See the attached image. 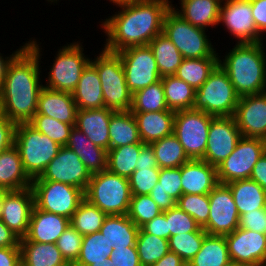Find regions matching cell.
Here are the masks:
<instances>
[{"instance_id":"1","label":"cell","mask_w":266,"mask_h":266,"mask_svg":"<svg viewBox=\"0 0 266 266\" xmlns=\"http://www.w3.org/2000/svg\"><path fill=\"white\" fill-rule=\"evenodd\" d=\"M27 46L9 64L0 93L1 114L15 124L28 123L37 112L41 83V49L37 40Z\"/></svg>"},{"instance_id":"2","label":"cell","mask_w":266,"mask_h":266,"mask_svg":"<svg viewBox=\"0 0 266 266\" xmlns=\"http://www.w3.org/2000/svg\"><path fill=\"white\" fill-rule=\"evenodd\" d=\"M120 11L101 22L106 34L104 49L118 53L133 46L148 45L162 33L169 0H142L119 5Z\"/></svg>"},{"instance_id":"3","label":"cell","mask_w":266,"mask_h":266,"mask_svg":"<svg viewBox=\"0 0 266 266\" xmlns=\"http://www.w3.org/2000/svg\"><path fill=\"white\" fill-rule=\"evenodd\" d=\"M264 42L234 45L219 66L227 73L236 93L245 95L266 92V53Z\"/></svg>"},{"instance_id":"4","label":"cell","mask_w":266,"mask_h":266,"mask_svg":"<svg viewBox=\"0 0 266 266\" xmlns=\"http://www.w3.org/2000/svg\"><path fill=\"white\" fill-rule=\"evenodd\" d=\"M84 196L106 215H127L132 195L128 178L106 169L91 176Z\"/></svg>"},{"instance_id":"5","label":"cell","mask_w":266,"mask_h":266,"mask_svg":"<svg viewBox=\"0 0 266 266\" xmlns=\"http://www.w3.org/2000/svg\"><path fill=\"white\" fill-rule=\"evenodd\" d=\"M99 74L104 107L113 111H129L133 94L127 87L120 55L102 48L97 57L90 61Z\"/></svg>"},{"instance_id":"6","label":"cell","mask_w":266,"mask_h":266,"mask_svg":"<svg viewBox=\"0 0 266 266\" xmlns=\"http://www.w3.org/2000/svg\"><path fill=\"white\" fill-rule=\"evenodd\" d=\"M14 145L19 150L24 170L31 179L42 174L61 148L29 123L16 124Z\"/></svg>"},{"instance_id":"7","label":"cell","mask_w":266,"mask_h":266,"mask_svg":"<svg viewBox=\"0 0 266 266\" xmlns=\"http://www.w3.org/2000/svg\"><path fill=\"white\" fill-rule=\"evenodd\" d=\"M206 32L184 20L172 7L165 15L162 33L177 47L183 58L221 57Z\"/></svg>"},{"instance_id":"8","label":"cell","mask_w":266,"mask_h":266,"mask_svg":"<svg viewBox=\"0 0 266 266\" xmlns=\"http://www.w3.org/2000/svg\"><path fill=\"white\" fill-rule=\"evenodd\" d=\"M239 98L227 73L218 65L206 82L195 90L192 109L214 117L233 116Z\"/></svg>"},{"instance_id":"9","label":"cell","mask_w":266,"mask_h":266,"mask_svg":"<svg viewBox=\"0 0 266 266\" xmlns=\"http://www.w3.org/2000/svg\"><path fill=\"white\" fill-rule=\"evenodd\" d=\"M80 41L62 46L57 52L54 63L49 69L48 78H45L44 87L72 93L76 88L84 68L91 61L85 56Z\"/></svg>"},{"instance_id":"10","label":"cell","mask_w":266,"mask_h":266,"mask_svg":"<svg viewBox=\"0 0 266 266\" xmlns=\"http://www.w3.org/2000/svg\"><path fill=\"white\" fill-rule=\"evenodd\" d=\"M34 205L42 210L70 219L85 198L84 191L72 185L46 180H32Z\"/></svg>"},{"instance_id":"11","label":"cell","mask_w":266,"mask_h":266,"mask_svg":"<svg viewBox=\"0 0 266 266\" xmlns=\"http://www.w3.org/2000/svg\"><path fill=\"white\" fill-rule=\"evenodd\" d=\"M213 117L203 111L193 109L175 112L173 134L183 146L189 159L204 158Z\"/></svg>"},{"instance_id":"12","label":"cell","mask_w":266,"mask_h":266,"mask_svg":"<svg viewBox=\"0 0 266 266\" xmlns=\"http://www.w3.org/2000/svg\"><path fill=\"white\" fill-rule=\"evenodd\" d=\"M118 54L122 61L127 87L132 94L161 80L149 45L129 47Z\"/></svg>"},{"instance_id":"13","label":"cell","mask_w":266,"mask_h":266,"mask_svg":"<svg viewBox=\"0 0 266 266\" xmlns=\"http://www.w3.org/2000/svg\"><path fill=\"white\" fill-rule=\"evenodd\" d=\"M262 156V139L242 136L233 152L216 167L219 183L249 179L254 165Z\"/></svg>"},{"instance_id":"14","label":"cell","mask_w":266,"mask_h":266,"mask_svg":"<svg viewBox=\"0 0 266 266\" xmlns=\"http://www.w3.org/2000/svg\"><path fill=\"white\" fill-rule=\"evenodd\" d=\"M221 23L238 44L264 42L254 23L251 1L222 0L218 25Z\"/></svg>"},{"instance_id":"15","label":"cell","mask_w":266,"mask_h":266,"mask_svg":"<svg viewBox=\"0 0 266 266\" xmlns=\"http://www.w3.org/2000/svg\"><path fill=\"white\" fill-rule=\"evenodd\" d=\"M91 176L78 155L68 147L61 146L57 155L46 166L42 174L32 180L66 183L85 192Z\"/></svg>"},{"instance_id":"16","label":"cell","mask_w":266,"mask_h":266,"mask_svg":"<svg viewBox=\"0 0 266 266\" xmlns=\"http://www.w3.org/2000/svg\"><path fill=\"white\" fill-rule=\"evenodd\" d=\"M210 213L203 229L210 235H226L239 227L240 216L227 184L219 183L209 194Z\"/></svg>"},{"instance_id":"17","label":"cell","mask_w":266,"mask_h":266,"mask_svg":"<svg viewBox=\"0 0 266 266\" xmlns=\"http://www.w3.org/2000/svg\"><path fill=\"white\" fill-rule=\"evenodd\" d=\"M241 137L233 116L213 117L202 160L217 167L233 152Z\"/></svg>"},{"instance_id":"18","label":"cell","mask_w":266,"mask_h":266,"mask_svg":"<svg viewBox=\"0 0 266 266\" xmlns=\"http://www.w3.org/2000/svg\"><path fill=\"white\" fill-rule=\"evenodd\" d=\"M224 236L231 261L245 266L266 264L265 233L238 227Z\"/></svg>"},{"instance_id":"19","label":"cell","mask_w":266,"mask_h":266,"mask_svg":"<svg viewBox=\"0 0 266 266\" xmlns=\"http://www.w3.org/2000/svg\"><path fill=\"white\" fill-rule=\"evenodd\" d=\"M34 207V193L31 187L17 191H5L1 198L0 219L20 239L29 229Z\"/></svg>"},{"instance_id":"20","label":"cell","mask_w":266,"mask_h":266,"mask_svg":"<svg viewBox=\"0 0 266 266\" xmlns=\"http://www.w3.org/2000/svg\"><path fill=\"white\" fill-rule=\"evenodd\" d=\"M233 117L243 137L266 138V92L241 96Z\"/></svg>"},{"instance_id":"21","label":"cell","mask_w":266,"mask_h":266,"mask_svg":"<svg viewBox=\"0 0 266 266\" xmlns=\"http://www.w3.org/2000/svg\"><path fill=\"white\" fill-rule=\"evenodd\" d=\"M182 194H209L218 184L217 169L202 159L189 160L180 167Z\"/></svg>"},{"instance_id":"22","label":"cell","mask_w":266,"mask_h":266,"mask_svg":"<svg viewBox=\"0 0 266 266\" xmlns=\"http://www.w3.org/2000/svg\"><path fill=\"white\" fill-rule=\"evenodd\" d=\"M70 225V219L38 209H32L28 233L20 241L56 243L59 236Z\"/></svg>"},{"instance_id":"23","label":"cell","mask_w":266,"mask_h":266,"mask_svg":"<svg viewBox=\"0 0 266 266\" xmlns=\"http://www.w3.org/2000/svg\"><path fill=\"white\" fill-rule=\"evenodd\" d=\"M77 110L72 93L46 87L41 89L36 114L46 115L75 127Z\"/></svg>"},{"instance_id":"24","label":"cell","mask_w":266,"mask_h":266,"mask_svg":"<svg viewBox=\"0 0 266 266\" xmlns=\"http://www.w3.org/2000/svg\"><path fill=\"white\" fill-rule=\"evenodd\" d=\"M115 111L101 109H78L75 127L82 131L95 145L107 151L110 148L109 122Z\"/></svg>"},{"instance_id":"25","label":"cell","mask_w":266,"mask_h":266,"mask_svg":"<svg viewBox=\"0 0 266 266\" xmlns=\"http://www.w3.org/2000/svg\"><path fill=\"white\" fill-rule=\"evenodd\" d=\"M31 185L32 179L25 172L19 150L13 144L0 153V188L17 191Z\"/></svg>"},{"instance_id":"26","label":"cell","mask_w":266,"mask_h":266,"mask_svg":"<svg viewBox=\"0 0 266 266\" xmlns=\"http://www.w3.org/2000/svg\"><path fill=\"white\" fill-rule=\"evenodd\" d=\"M133 116L144 144L173 134L175 111L133 113Z\"/></svg>"},{"instance_id":"27","label":"cell","mask_w":266,"mask_h":266,"mask_svg":"<svg viewBox=\"0 0 266 266\" xmlns=\"http://www.w3.org/2000/svg\"><path fill=\"white\" fill-rule=\"evenodd\" d=\"M66 147L78 155L91 175L107 169V150L95 145L76 127L71 130Z\"/></svg>"},{"instance_id":"28","label":"cell","mask_w":266,"mask_h":266,"mask_svg":"<svg viewBox=\"0 0 266 266\" xmlns=\"http://www.w3.org/2000/svg\"><path fill=\"white\" fill-rule=\"evenodd\" d=\"M181 6L174 11L184 20L195 27L208 30V27H216L219 21V13L222 0H180Z\"/></svg>"},{"instance_id":"29","label":"cell","mask_w":266,"mask_h":266,"mask_svg":"<svg viewBox=\"0 0 266 266\" xmlns=\"http://www.w3.org/2000/svg\"><path fill=\"white\" fill-rule=\"evenodd\" d=\"M72 97L78 109L104 108L102 84L96 67L89 62L84 68Z\"/></svg>"},{"instance_id":"30","label":"cell","mask_w":266,"mask_h":266,"mask_svg":"<svg viewBox=\"0 0 266 266\" xmlns=\"http://www.w3.org/2000/svg\"><path fill=\"white\" fill-rule=\"evenodd\" d=\"M182 195L180 167L161 168L159 180L149 193L152 200L164 212L173 208Z\"/></svg>"},{"instance_id":"31","label":"cell","mask_w":266,"mask_h":266,"mask_svg":"<svg viewBox=\"0 0 266 266\" xmlns=\"http://www.w3.org/2000/svg\"><path fill=\"white\" fill-rule=\"evenodd\" d=\"M239 216L254 210H266V191L254 180L243 179L227 183Z\"/></svg>"},{"instance_id":"32","label":"cell","mask_w":266,"mask_h":266,"mask_svg":"<svg viewBox=\"0 0 266 266\" xmlns=\"http://www.w3.org/2000/svg\"><path fill=\"white\" fill-rule=\"evenodd\" d=\"M112 248L136 246L139 227L128 215H107L99 230Z\"/></svg>"},{"instance_id":"33","label":"cell","mask_w":266,"mask_h":266,"mask_svg":"<svg viewBox=\"0 0 266 266\" xmlns=\"http://www.w3.org/2000/svg\"><path fill=\"white\" fill-rule=\"evenodd\" d=\"M19 246L24 266H70L56 243L20 241Z\"/></svg>"},{"instance_id":"34","label":"cell","mask_w":266,"mask_h":266,"mask_svg":"<svg viewBox=\"0 0 266 266\" xmlns=\"http://www.w3.org/2000/svg\"><path fill=\"white\" fill-rule=\"evenodd\" d=\"M110 148L140 143L141 138L133 113L116 111L111 115L109 122Z\"/></svg>"},{"instance_id":"35","label":"cell","mask_w":266,"mask_h":266,"mask_svg":"<svg viewBox=\"0 0 266 266\" xmlns=\"http://www.w3.org/2000/svg\"><path fill=\"white\" fill-rule=\"evenodd\" d=\"M230 261L225 236L207 234L201 249L187 263V266H225Z\"/></svg>"},{"instance_id":"36","label":"cell","mask_w":266,"mask_h":266,"mask_svg":"<svg viewBox=\"0 0 266 266\" xmlns=\"http://www.w3.org/2000/svg\"><path fill=\"white\" fill-rule=\"evenodd\" d=\"M148 45L153 52L161 77L175 75L184 58L171 40L161 33Z\"/></svg>"},{"instance_id":"37","label":"cell","mask_w":266,"mask_h":266,"mask_svg":"<svg viewBox=\"0 0 266 266\" xmlns=\"http://www.w3.org/2000/svg\"><path fill=\"white\" fill-rule=\"evenodd\" d=\"M220 57L186 59L178 67L175 76L198 90L219 65Z\"/></svg>"},{"instance_id":"38","label":"cell","mask_w":266,"mask_h":266,"mask_svg":"<svg viewBox=\"0 0 266 266\" xmlns=\"http://www.w3.org/2000/svg\"><path fill=\"white\" fill-rule=\"evenodd\" d=\"M165 100L169 110H190L195 102V90L175 75L161 78Z\"/></svg>"},{"instance_id":"39","label":"cell","mask_w":266,"mask_h":266,"mask_svg":"<svg viewBox=\"0 0 266 266\" xmlns=\"http://www.w3.org/2000/svg\"><path fill=\"white\" fill-rule=\"evenodd\" d=\"M143 142L109 148L107 151V170L119 176L129 178L136 169L137 157Z\"/></svg>"},{"instance_id":"40","label":"cell","mask_w":266,"mask_h":266,"mask_svg":"<svg viewBox=\"0 0 266 266\" xmlns=\"http://www.w3.org/2000/svg\"><path fill=\"white\" fill-rule=\"evenodd\" d=\"M150 145L160 169L181 167L190 160L174 134L154 141Z\"/></svg>"},{"instance_id":"41","label":"cell","mask_w":266,"mask_h":266,"mask_svg":"<svg viewBox=\"0 0 266 266\" xmlns=\"http://www.w3.org/2000/svg\"><path fill=\"white\" fill-rule=\"evenodd\" d=\"M112 251L113 248L100 231L83 236L79 257L72 266H90L95 262H104Z\"/></svg>"},{"instance_id":"42","label":"cell","mask_w":266,"mask_h":266,"mask_svg":"<svg viewBox=\"0 0 266 266\" xmlns=\"http://www.w3.org/2000/svg\"><path fill=\"white\" fill-rule=\"evenodd\" d=\"M132 113L172 111L169 110L162 81L136 91L132 96Z\"/></svg>"},{"instance_id":"43","label":"cell","mask_w":266,"mask_h":266,"mask_svg":"<svg viewBox=\"0 0 266 266\" xmlns=\"http://www.w3.org/2000/svg\"><path fill=\"white\" fill-rule=\"evenodd\" d=\"M106 216L97 206L84 198L70 218V225L81 235L86 236L98 232Z\"/></svg>"},{"instance_id":"44","label":"cell","mask_w":266,"mask_h":266,"mask_svg":"<svg viewBox=\"0 0 266 266\" xmlns=\"http://www.w3.org/2000/svg\"><path fill=\"white\" fill-rule=\"evenodd\" d=\"M136 248L142 266L155 264L169 252L167 239L145 233L141 228L137 234Z\"/></svg>"},{"instance_id":"45","label":"cell","mask_w":266,"mask_h":266,"mask_svg":"<svg viewBox=\"0 0 266 266\" xmlns=\"http://www.w3.org/2000/svg\"><path fill=\"white\" fill-rule=\"evenodd\" d=\"M207 232L199 228L196 232L180 233L168 239L169 251L176 253L188 263L201 249Z\"/></svg>"},{"instance_id":"46","label":"cell","mask_w":266,"mask_h":266,"mask_svg":"<svg viewBox=\"0 0 266 266\" xmlns=\"http://www.w3.org/2000/svg\"><path fill=\"white\" fill-rule=\"evenodd\" d=\"M28 123L60 146H66L74 127L42 114H35Z\"/></svg>"},{"instance_id":"47","label":"cell","mask_w":266,"mask_h":266,"mask_svg":"<svg viewBox=\"0 0 266 266\" xmlns=\"http://www.w3.org/2000/svg\"><path fill=\"white\" fill-rule=\"evenodd\" d=\"M176 206L192 216L201 228L207 224L210 213V201L208 194H183L176 201Z\"/></svg>"},{"instance_id":"48","label":"cell","mask_w":266,"mask_h":266,"mask_svg":"<svg viewBox=\"0 0 266 266\" xmlns=\"http://www.w3.org/2000/svg\"><path fill=\"white\" fill-rule=\"evenodd\" d=\"M161 213L162 210L149 195L131 196L127 215L139 228Z\"/></svg>"},{"instance_id":"49","label":"cell","mask_w":266,"mask_h":266,"mask_svg":"<svg viewBox=\"0 0 266 266\" xmlns=\"http://www.w3.org/2000/svg\"><path fill=\"white\" fill-rule=\"evenodd\" d=\"M160 168H140L128 178L131 195H149L159 180Z\"/></svg>"},{"instance_id":"50","label":"cell","mask_w":266,"mask_h":266,"mask_svg":"<svg viewBox=\"0 0 266 266\" xmlns=\"http://www.w3.org/2000/svg\"><path fill=\"white\" fill-rule=\"evenodd\" d=\"M83 235L69 225L59 236L56 245L67 263L72 266L79 257Z\"/></svg>"},{"instance_id":"51","label":"cell","mask_w":266,"mask_h":266,"mask_svg":"<svg viewBox=\"0 0 266 266\" xmlns=\"http://www.w3.org/2000/svg\"><path fill=\"white\" fill-rule=\"evenodd\" d=\"M166 220L170 236L186 232H196L200 228L192 216L182 211L176 205L166 211Z\"/></svg>"},{"instance_id":"52","label":"cell","mask_w":266,"mask_h":266,"mask_svg":"<svg viewBox=\"0 0 266 266\" xmlns=\"http://www.w3.org/2000/svg\"><path fill=\"white\" fill-rule=\"evenodd\" d=\"M108 260L114 266H142L136 246L113 248Z\"/></svg>"},{"instance_id":"53","label":"cell","mask_w":266,"mask_h":266,"mask_svg":"<svg viewBox=\"0 0 266 266\" xmlns=\"http://www.w3.org/2000/svg\"><path fill=\"white\" fill-rule=\"evenodd\" d=\"M239 227L252 231L265 233L266 230V210H254L242 214L239 220Z\"/></svg>"},{"instance_id":"54","label":"cell","mask_w":266,"mask_h":266,"mask_svg":"<svg viewBox=\"0 0 266 266\" xmlns=\"http://www.w3.org/2000/svg\"><path fill=\"white\" fill-rule=\"evenodd\" d=\"M141 229L145 233L168 240L170 238V231H168L166 211L144 224Z\"/></svg>"},{"instance_id":"55","label":"cell","mask_w":266,"mask_h":266,"mask_svg":"<svg viewBox=\"0 0 266 266\" xmlns=\"http://www.w3.org/2000/svg\"><path fill=\"white\" fill-rule=\"evenodd\" d=\"M16 124L5 115H0V153L14 144Z\"/></svg>"},{"instance_id":"56","label":"cell","mask_w":266,"mask_h":266,"mask_svg":"<svg viewBox=\"0 0 266 266\" xmlns=\"http://www.w3.org/2000/svg\"><path fill=\"white\" fill-rule=\"evenodd\" d=\"M252 15L258 32L266 33V0H252Z\"/></svg>"},{"instance_id":"57","label":"cell","mask_w":266,"mask_h":266,"mask_svg":"<svg viewBox=\"0 0 266 266\" xmlns=\"http://www.w3.org/2000/svg\"><path fill=\"white\" fill-rule=\"evenodd\" d=\"M159 168L154 151L150 144H145L137 157L136 169Z\"/></svg>"},{"instance_id":"58","label":"cell","mask_w":266,"mask_h":266,"mask_svg":"<svg viewBox=\"0 0 266 266\" xmlns=\"http://www.w3.org/2000/svg\"><path fill=\"white\" fill-rule=\"evenodd\" d=\"M20 262V246L0 248V266H16Z\"/></svg>"},{"instance_id":"59","label":"cell","mask_w":266,"mask_h":266,"mask_svg":"<svg viewBox=\"0 0 266 266\" xmlns=\"http://www.w3.org/2000/svg\"><path fill=\"white\" fill-rule=\"evenodd\" d=\"M251 180H254L266 191V157L262 156L252 169Z\"/></svg>"},{"instance_id":"60","label":"cell","mask_w":266,"mask_h":266,"mask_svg":"<svg viewBox=\"0 0 266 266\" xmlns=\"http://www.w3.org/2000/svg\"><path fill=\"white\" fill-rule=\"evenodd\" d=\"M20 238L0 219V248L19 246Z\"/></svg>"},{"instance_id":"61","label":"cell","mask_w":266,"mask_h":266,"mask_svg":"<svg viewBox=\"0 0 266 266\" xmlns=\"http://www.w3.org/2000/svg\"><path fill=\"white\" fill-rule=\"evenodd\" d=\"M27 46V42L24 43L23 46H20L15 52H13L10 56L3 57L0 53V93L3 88L5 76L7 73V69L9 64L13 61V59Z\"/></svg>"},{"instance_id":"62","label":"cell","mask_w":266,"mask_h":266,"mask_svg":"<svg viewBox=\"0 0 266 266\" xmlns=\"http://www.w3.org/2000/svg\"><path fill=\"white\" fill-rule=\"evenodd\" d=\"M150 266H187V263L176 253L169 251L158 262Z\"/></svg>"},{"instance_id":"63","label":"cell","mask_w":266,"mask_h":266,"mask_svg":"<svg viewBox=\"0 0 266 266\" xmlns=\"http://www.w3.org/2000/svg\"><path fill=\"white\" fill-rule=\"evenodd\" d=\"M109 1L114 3L116 6H119L122 4H128V3H133V2L142 1V0H109Z\"/></svg>"},{"instance_id":"64","label":"cell","mask_w":266,"mask_h":266,"mask_svg":"<svg viewBox=\"0 0 266 266\" xmlns=\"http://www.w3.org/2000/svg\"><path fill=\"white\" fill-rule=\"evenodd\" d=\"M90 266H114V265L109 260H106L104 262H99V263L95 262V263L91 264Z\"/></svg>"},{"instance_id":"65","label":"cell","mask_w":266,"mask_h":266,"mask_svg":"<svg viewBox=\"0 0 266 266\" xmlns=\"http://www.w3.org/2000/svg\"><path fill=\"white\" fill-rule=\"evenodd\" d=\"M225 266H245V265L239 264V263L234 262V261H230Z\"/></svg>"},{"instance_id":"66","label":"cell","mask_w":266,"mask_h":266,"mask_svg":"<svg viewBox=\"0 0 266 266\" xmlns=\"http://www.w3.org/2000/svg\"><path fill=\"white\" fill-rule=\"evenodd\" d=\"M263 142V156L266 157V138L262 139Z\"/></svg>"},{"instance_id":"67","label":"cell","mask_w":266,"mask_h":266,"mask_svg":"<svg viewBox=\"0 0 266 266\" xmlns=\"http://www.w3.org/2000/svg\"><path fill=\"white\" fill-rule=\"evenodd\" d=\"M5 193V190H3L2 188H0V209H1V198L3 196V194Z\"/></svg>"},{"instance_id":"68","label":"cell","mask_w":266,"mask_h":266,"mask_svg":"<svg viewBox=\"0 0 266 266\" xmlns=\"http://www.w3.org/2000/svg\"><path fill=\"white\" fill-rule=\"evenodd\" d=\"M47 1L50 2V4L53 3V2L57 4V2H58L59 0H47Z\"/></svg>"},{"instance_id":"69","label":"cell","mask_w":266,"mask_h":266,"mask_svg":"<svg viewBox=\"0 0 266 266\" xmlns=\"http://www.w3.org/2000/svg\"><path fill=\"white\" fill-rule=\"evenodd\" d=\"M16 266H24V264L22 262H20L18 265Z\"/></svg>"}]
</instances>
